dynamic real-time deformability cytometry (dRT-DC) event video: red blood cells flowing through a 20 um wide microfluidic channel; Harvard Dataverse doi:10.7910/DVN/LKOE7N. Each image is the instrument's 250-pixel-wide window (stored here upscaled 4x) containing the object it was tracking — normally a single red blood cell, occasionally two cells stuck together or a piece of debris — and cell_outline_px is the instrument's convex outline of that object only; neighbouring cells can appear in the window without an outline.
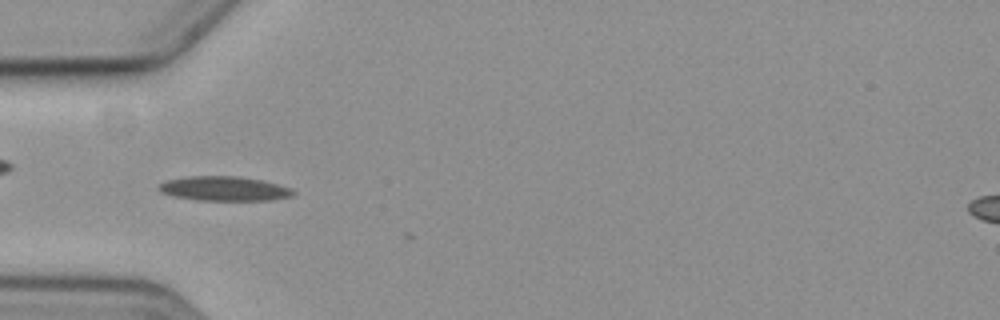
{"species": "common noctule bat (a hibernating species)", "species_latin": "Nyctalus noctula", "temperature_condition": "cold", "stored_images_in_passage": 8, "camera_frame_rate_fps": 3000, "um_per_image_px": 0.085, "animal": {"sex": "female", "body_mass_g": 19.3, "forearm_length_mm": 54.1}, "frame": {"image": 1, "passage_image": 5, "time_ms": 5.667, "image_size_px": [1000, 320], "cell_outline_px": [[296, 192], [292, 196], [272, 200], [196, 200], [172, 196], [160, 192], [156, 188], [164, 180], [188, 176], [240, 176], [260, 180], [292, 188]], "centroid_in_image_um": [19.01, 16.03], "position_along_channel_um": 66.0, "area_um2": 19.31}}
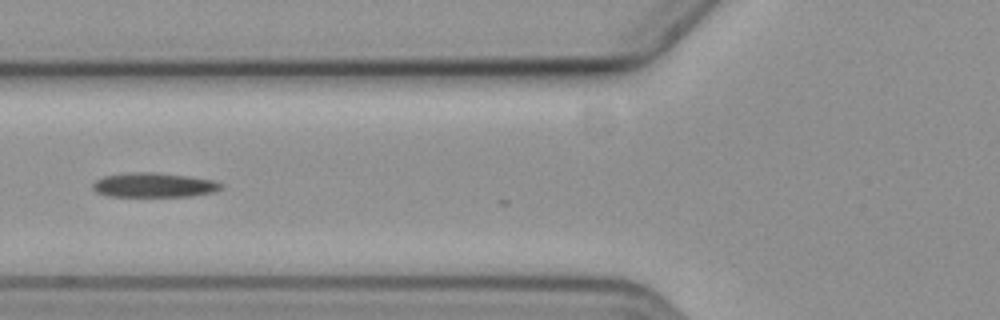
{"frame": {"image": 2, "passage_image": 6, "time_ms": 7.0, "image_size_px": [1000, 320], "cell_outline_px": [[224, 188], [212, 192], [192, 196], [108, 196], [96, 192], [92, 188], [92, 184], [96, 180], [104, 176], [132, 172], [156, 172], [188, 176], [212, 180], [224, 184]], "centroid_in_image_um": [13.09, 15.73], "position_along_channel_um": 112.7, "area_um2": 18.32}}
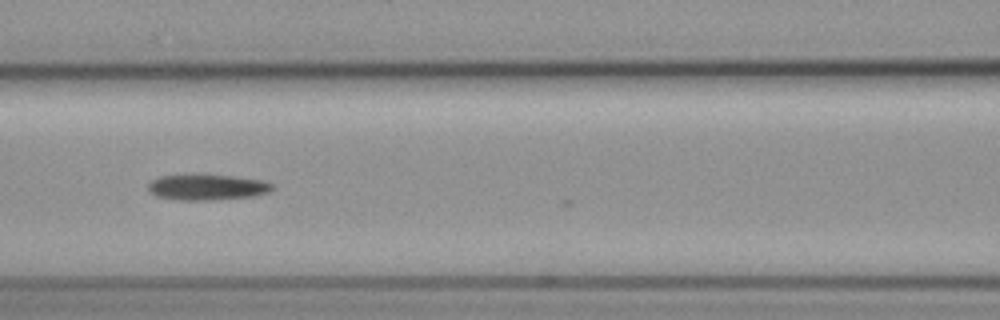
{"frame": {"image": 3, "passage_image": 7, "time_ms": 8.0, "image_size_px": [1000, 320], "cell_outline_px": [[276, 188], [268, 192], [252, 196], [212, 200], [176, 200], [156, 196], [148, 188], [148, 184], [152, 180], [160, 176], [232, 176], [260, 180], [272, 184]], "centroid_in_image_um": [17.61, 15.94], "position_along_channel_um": 149.0, "area_um2": 18.09}}